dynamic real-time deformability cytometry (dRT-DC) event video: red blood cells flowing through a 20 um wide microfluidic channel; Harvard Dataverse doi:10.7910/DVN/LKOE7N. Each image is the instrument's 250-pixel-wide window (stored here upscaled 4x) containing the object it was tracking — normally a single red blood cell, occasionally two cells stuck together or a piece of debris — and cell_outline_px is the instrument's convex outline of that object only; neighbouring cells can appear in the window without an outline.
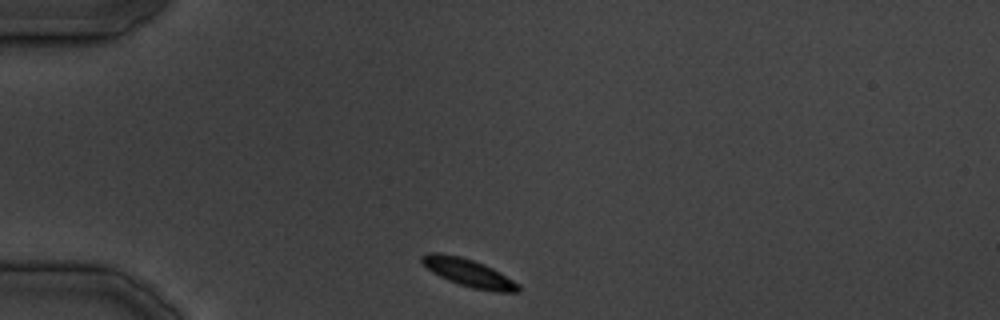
{"species": "common noctule bat (a hibernating species)", "species_latin": "Nyctalus noctula", "temperature_condition": "cold", "stored_images_in_passage": 29, "camera_frame_rate_fps": 3000, "um_per_image_px": 0.085, "animal": {"sex": "male", "body_mass_g": 19.5, "forearm_length_mm": 54.6}, "frame": {"image": 1, "passage_image": 1, "time_ms": 0.0, "image_size_px": [1000, 320], "cell_outline_px": [[520, 292], [496, 292], [472, 288], [448, 280], [432, 272], [420, 260], [420, 256], [428, 252], [440, 252], [460, 256], [484, 264], [500, 272], [520, 284]], "centroid_in_image_um": [39.84, 23.18], "position_along_channel_um": 45.2, "area_um2": 15.66}}
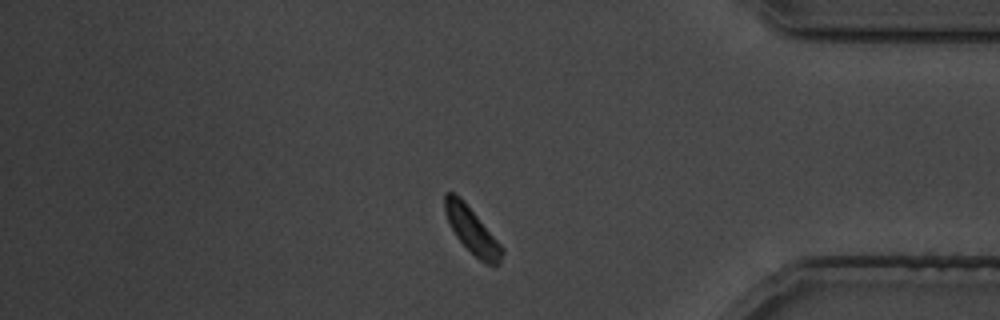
{"frame": {"image": 2, "passage_image": 24, "time_ms": 28.333, "image_size_px": [1000, 320], "cell_outline_px": [[504, 252], [500, 264], [484, 264], [456, 236], [444, 212], [444, 192], [452, 192], [460, 196], [464, 200], [504, 248]], "centroid_in_image_um": [40.12, 19.56], "position_along_channel_um": 395.1, "area_um2": 15.2}}
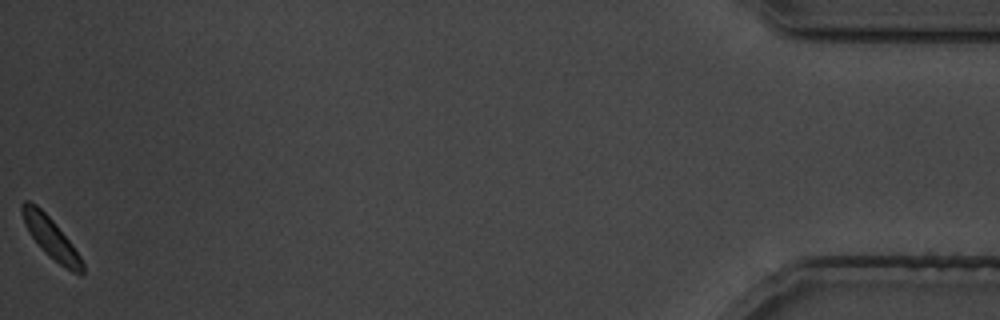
{"frame": {"image": 3, "passage_image": 29, "time_ms": 35.333, "image_size_px": [1000, 320], "cell_outline_px": [[84, 272], [80, 276], [72, 272], [48, 256], [44, 252], [28, 232], [24, 224], [20, 212], [20, 204], [24, 200], [28, 200], [36, 204], [56, 224], [72, 244], [80, 256], [84, 264]], "centroid_in_image_um": [4.3, 20.2], "position_along_channel_um": 430.9, "area_um2": 14.51}}